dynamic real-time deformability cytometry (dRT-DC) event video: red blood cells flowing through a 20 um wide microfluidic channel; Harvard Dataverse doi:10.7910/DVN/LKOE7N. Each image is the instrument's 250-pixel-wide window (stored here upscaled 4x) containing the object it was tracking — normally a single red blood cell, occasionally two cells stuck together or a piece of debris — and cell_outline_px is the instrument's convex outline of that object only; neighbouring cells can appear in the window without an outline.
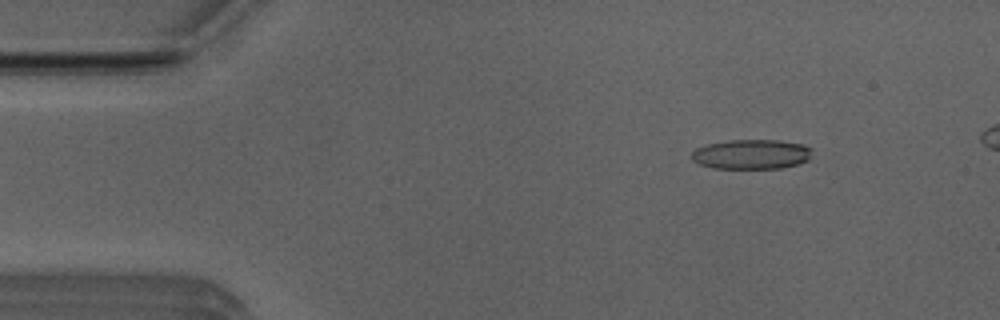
{"species": "Egyptian fruit bat (a non-hibernating species)", "species_latin": "Rousettus aegyptiacus", "temperature_condition": "room temperature", "stored_images_in_passage": 49, "camera_frame_rate_fps": 3000, "um_per_image_px": 0.085, "animal": {"sex": "male"}, "frame": {"image": 1, "passage_image": 7, "time_ms": 2.0, "image_size_px": [1000, 320], "cell_outline_px": [[812, 148], [808, 160], [796, 164], [780, 168], [712, 168], [700, 164], [692, 160], [692, 152], [696, 148], [708, 144], [728, 140], [780, 140], [804, 144]], "centroid_in_image_um": [63.87, 13.1], "position_along_channel_um": 21.1, "area_um2": 20.81}}
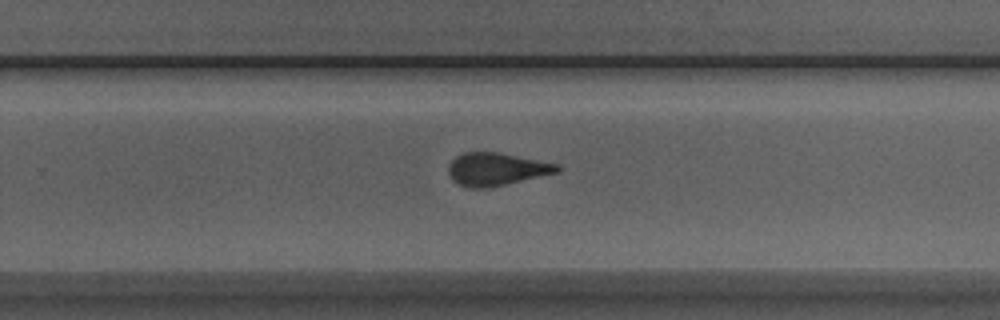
{"frame": {"image": 2, "passage_image": 33, "time_ms": 10.667, "image_size_px": [1000, 320], "cell_outline_px": [[560, 168], [556, 172], [488, 188], [468, 188], [452, 180], [448, 172], [448, 164], [456, 156], [464, 152], [496, 152], [556, 164]], "centroid_in_image_um": [42.09, 14.38], "position_along_channel_um": 287.7, "area_um2": 20.29}}
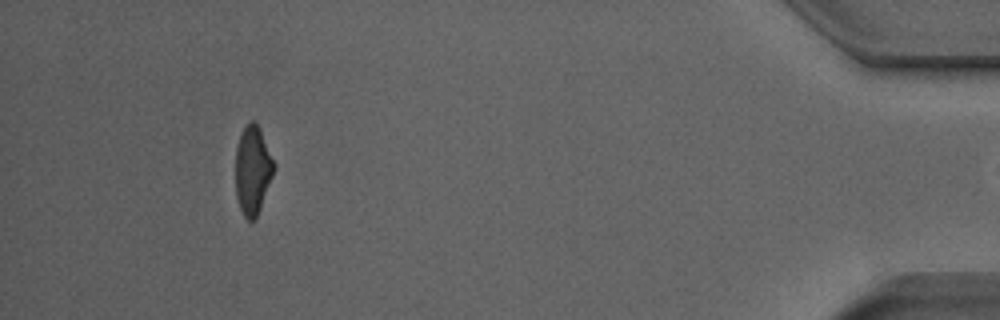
{"frame": {"image": 3, "passage_image": 48, "time_ms": 15.667, "image_size_px": [1000, 320], "cell_outline_px": [[276, 168], [260, 208], [256, 216], [252, 220], [248, 220], [244, 216], [240, 208], [236, 196], [236, 148], [240, 136], [244, 128], [252, 120], [260, 128], [276, 164]], "centroid_in_image_um": [21.5, 14.45], "position_along_channel_um": 413.7, "area_um2": 19.65}}